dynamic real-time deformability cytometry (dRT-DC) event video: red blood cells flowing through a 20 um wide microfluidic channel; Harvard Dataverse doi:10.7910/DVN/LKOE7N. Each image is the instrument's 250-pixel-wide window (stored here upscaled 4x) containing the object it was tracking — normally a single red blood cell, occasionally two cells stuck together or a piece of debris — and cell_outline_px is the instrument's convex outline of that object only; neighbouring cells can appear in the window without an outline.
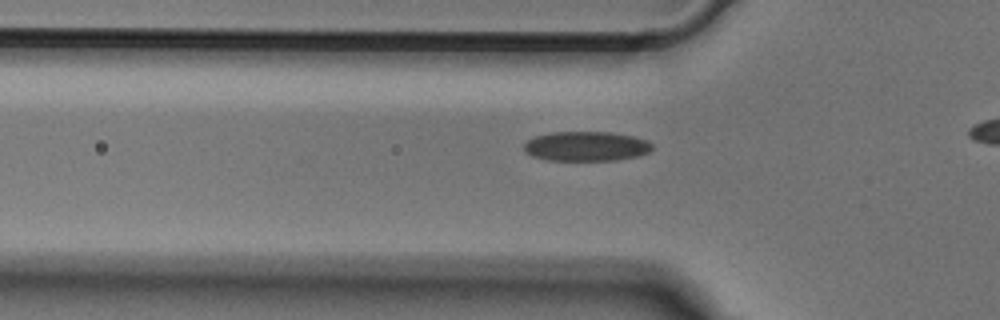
{"species": "Egyptian fruit bat (a non-hibernating species)", "species_latin": "Rousettus aegyptiacus", "temperature_condition": "cold", "stored_images_in_passage": 19, "camera_frame_rate_fps": 3000, "um_per_image_px": 0.085, "animal": {"sex": "male"}, "frame": {"image": 1, "passage_image": 7, "time_ms": 2.0, "image_size_px": [1000, 320], "cell_outline_px": [[652, 148], [648, 152], [640, 156], [616, 160], [548, 160], [532, 156], [524, 152], [524, 144], [528, 140], [536, 136], [552, 132], [608, 132], [632, 136], [648, 140], [652, 144]], "centroid_in_image_um": [49.83, 12.43], "position_along_channel_um": 76.0, "area_um2": 22.14}}
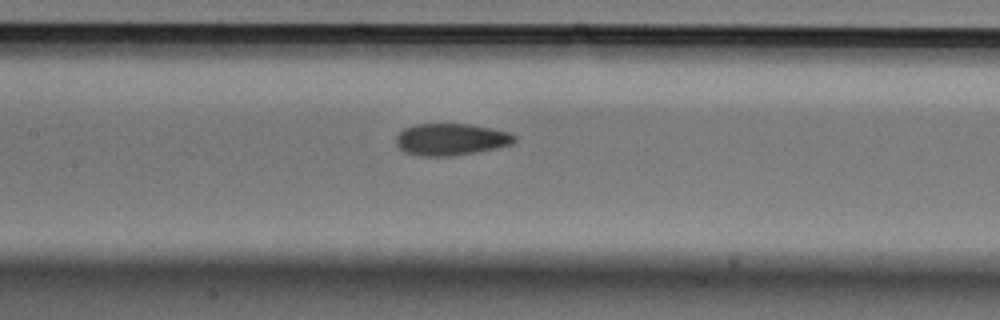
{"frame": {"image": 2, "passage_image": 14, "time_ms": 4.333, "image_size_px": [1000, 320], "cell_outline_px": [[516, 140], [512, 144], [496, 148], [476, 152], [452, 156], [416, 156], [404, 152], [396, 144], [396, 136], [404, 128], [412, 124], [472, 124], [492, 128], [508, 132], [516, 136]], "centroid_in_image_um": [38.31, 11.85], "position_along_channel_um": 169.1, "area_um2": 22.2}}
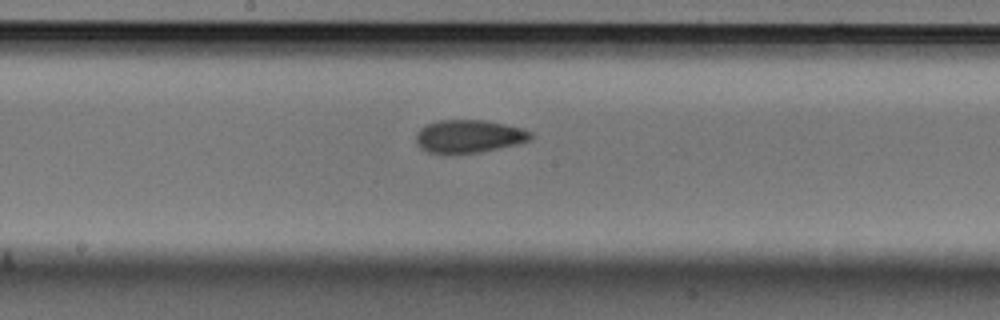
{"frame": {"image": 3, "passage_image": 17, "time_ms": 5.333, "image_size_px": [1000, 320], "cell_outline_px": [[532, 140], [516, 144], [480, 152], [428, 152], [420, 148], [416, 144], [416, 132], [420, 128], [428, 124], [440, 120], [484, 120], [504, 124], [520, 128], [532, 132]], "centroid_in_image_um": [39.85, 11.57], "position_along_channel_um": 208.3, "area_um2": 21.68}}